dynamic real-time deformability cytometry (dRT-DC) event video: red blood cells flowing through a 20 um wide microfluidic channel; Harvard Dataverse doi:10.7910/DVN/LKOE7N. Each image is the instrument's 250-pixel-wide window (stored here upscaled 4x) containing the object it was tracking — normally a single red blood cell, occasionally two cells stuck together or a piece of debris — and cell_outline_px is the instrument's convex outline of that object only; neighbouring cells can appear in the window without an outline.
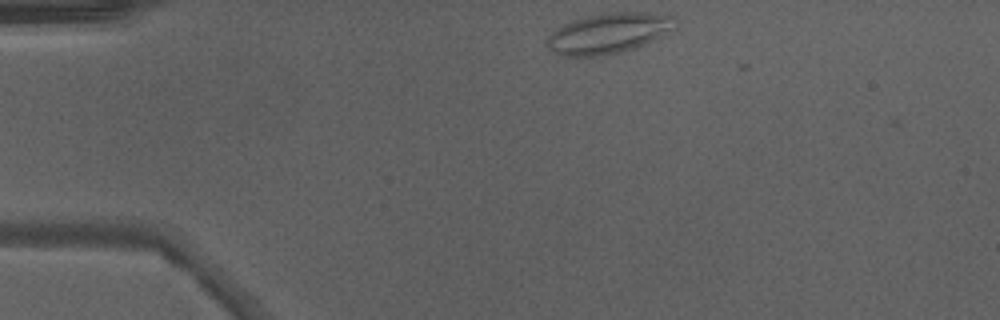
{"species": "Egyptian fruit bat (a non-hibernating species)", "species_latin": "Rousettus aegyptiacus", "temperature_condition": "warm", "stored_images_in_passage": 2, "camera_frame_rate_fps": 3000, "um_per_image_px": 0.085, "animal": {"sex": "male"}, "frame": {"image": 1, "passage_image": 1, "time_ms": 0.0, "image_size_px": [1000, 320], "cell_outline_px": [[676, 28], [664, 36], [636, 48], [604, 56], [560, 56], [552, 52], [544, 44], [548, 36], [560, 24], [572, 20], [588, 16], [608, 12], [644, 12], [676, 16]], "centroid_in_image_um": [51.73, 2.83], "position_along_channel_um": 33.3, "area_um2": 30.87}}